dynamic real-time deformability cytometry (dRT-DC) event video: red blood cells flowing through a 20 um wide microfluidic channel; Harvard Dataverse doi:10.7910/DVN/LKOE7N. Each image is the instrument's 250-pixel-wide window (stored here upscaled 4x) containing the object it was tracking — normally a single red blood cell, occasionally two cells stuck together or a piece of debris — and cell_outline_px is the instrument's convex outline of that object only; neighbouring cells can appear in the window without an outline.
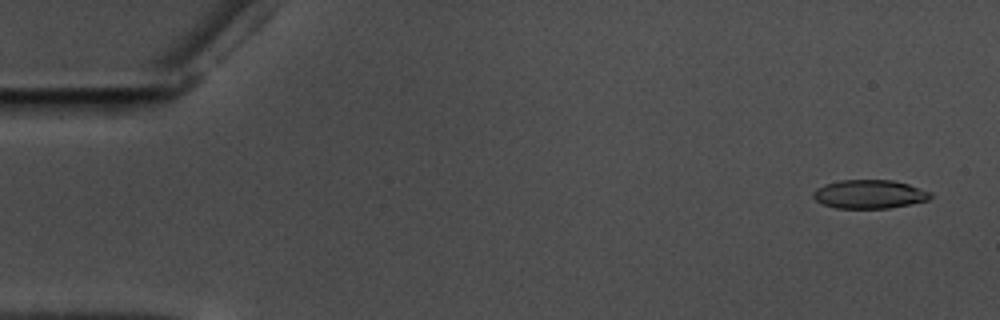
{"species": "common noctule bat (a hibernating species)", "species_latin": "Nyctalus noctula", "temperature_condition": "warm", "stored_images_in_passage": 58, "camera_frame_rate_fps": 3000, "um_per_image_px": 0.085, "animal": {"sex": "male", "body_mass_g": 17.5, "forearm_length_mm": 52.3}, "frame": {"image": 1, "passage_image": 3, "time_ms": 0.667, "image_size_px": [1000, 320], "cell_outline_px": [[932, 196], [928, 200], [888, 208], [836, 208], [824, 204], [816, 200], [812, 196], [812, 192], [816, 188], [824, 184], [840, 180], [892, 180], [908, 184], [932, 192]], "centroid_in_image_um": [73.88, 16.5], "position_along_channel_um": 11.1, "area_um2": 19.54}}
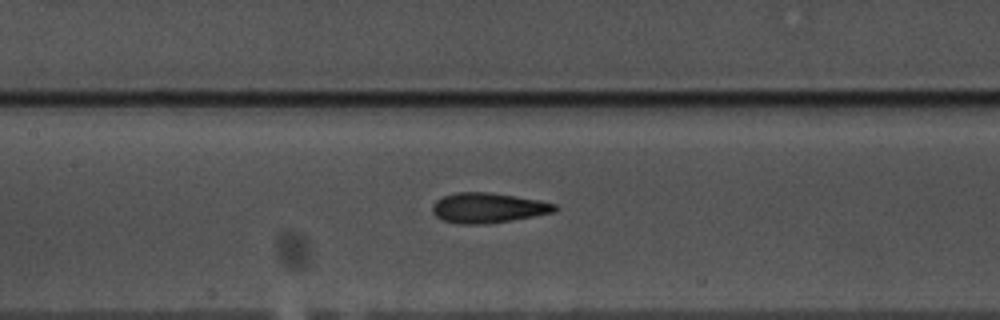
{"frame": {"image": 2, "passage_image": 27, "time_ms": 8.667, "image_size_px": [1000, 320], "cell_outline_px": [[560, 208], [556, 212], [488, 224], [456, 224], [440, 220], [432, 212], [432, 204], [436, 200], [444, 196], [456, 192], [488, 192], [516, 196], [540, 200], [556, 204]], "centroid_in_image_um": [41.48, 17.67], "position_along_channel_um": 165.9, "area_um2": 21.73}}
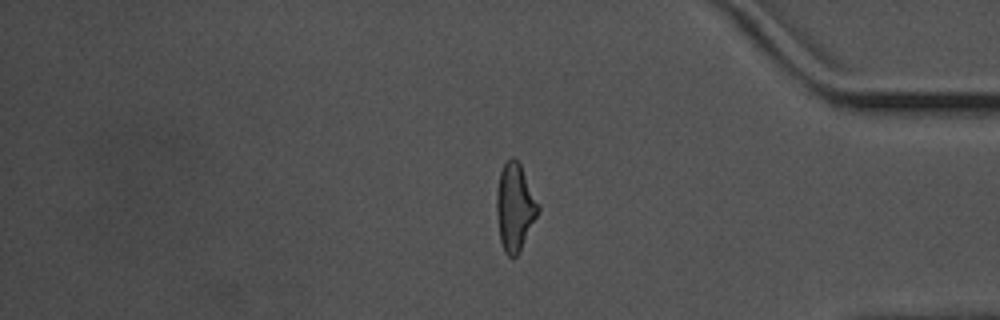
{"frame": {"image": 3, "passage_image": 48, "time_ms": 15.667, "image_size_px": [1000, 320], "cell_outline_px": [[540, 208], [516, 256], [508, 256], [504, 252], [500, 240], [496, 212], [496, 192], [500, 172], [504, 164], [512, 156], [520, 164], [540, 204]], "centroid_in_image_um": [43.75, 17.57], "position_along_channel_um": 391.5, "area_um2": 20.81}, "authors_computed_cell_mechanics": {"area_um2": 20.8658, "velocity_mm_per_s": 3.56, "shape_relaxation_time_tau1_ms": 4.606, "shape_relaxation_time_tau2_ms": 1.4776, "deformation_change_tau1": 0.1682, "deformation_change_tau2": 0.0988}}